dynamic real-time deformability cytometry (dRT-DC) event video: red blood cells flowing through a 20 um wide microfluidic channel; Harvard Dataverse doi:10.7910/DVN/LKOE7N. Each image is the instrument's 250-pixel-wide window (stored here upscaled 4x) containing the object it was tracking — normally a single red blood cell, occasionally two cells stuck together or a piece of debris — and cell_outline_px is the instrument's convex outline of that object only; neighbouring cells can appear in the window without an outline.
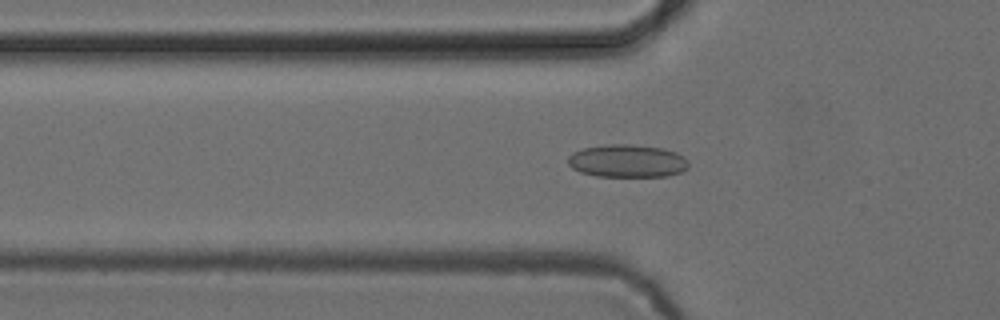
{"species": "common noctule bat (a hibernating species)", "species_latin": "Nyctalus noctula", "temperature_condition": "cold", "stored_images_in_passage": 44, "camera_frame_rate_fps": 3000, "um_per_image_px": 0.085, "animal": {"sex": "female", "body_mass_g": 24.6, "forearm_length_mm": 56.2}, "frame": {"image": 1, "passage_image": 9, "time_ms": 2.667, "image_size_px": [1000, 320], "cell_outline_px": [[688, 168], [680, 172], [668, 176], [596, 176], [580, 172], [572, 168], [568, 164], [568, 156], [572, 152], [584, 148], [608, 144], [632, 144], [664, 148], [676, 152], [684, 156], [688, 160]], "centroid_in_image_um": [53.33, 13.67], "position_along_channel_um": 72.5, "area_um2": 23.24}}
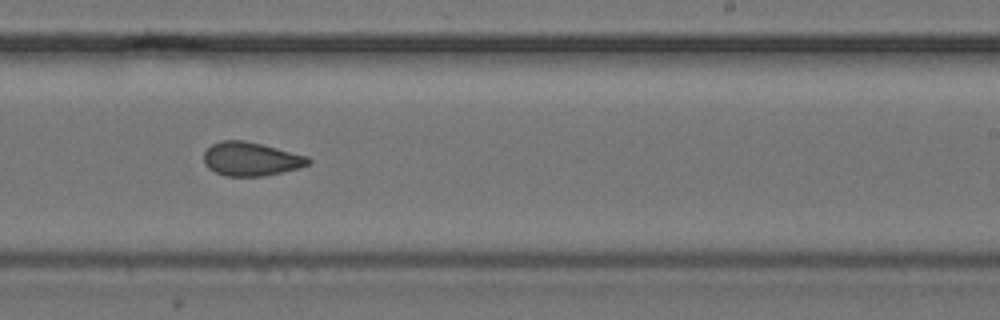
{"frame": {"image": 2, "passage_image": 24, "time_ms": 7.667, "image_size_px": [1000, 320], "cell_outline_px": [[312, 160], [308, 164], [300, 168], [264, 176], [224, 176], [208, 168], [204, 164], [204, 152], [212, 144], [220, 140], [244, 140], [308, 156]], "centroid_in_image_um": [21.32, 13.52], "position_along_channel_um": 267.7, "area_um2": 20.52}}
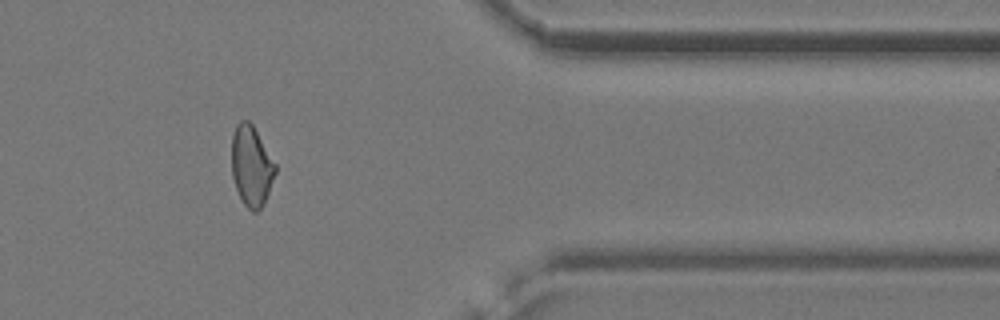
{"frame": {"image": 3, "passage_image": 35, "time_ms": 11.333, "image_size_px": [1000, 320], "cell_outline_px": [[276, 172], [264, 204], [256, 212], [252, 212], [244, 204], [236, 188], [232, 176], [232, 136], [236, 124], [240, 120], [248, 120], [252, 124], [276, 164]], "centroid_in_image_um": [21.37, 14.1], "position_along_channel_um": 390.0, "area_um2": 20.35}, "authors_computed_cell_mechanics": {"area_um2": 20.8369, "velocity_mm_per_s": 3.8878, "shape_relaxation_time_tau1_ms": null, "shape_relaxation_time_tau2_ms": 2.1361, "deformation_change_tau1": null, "deformation_change_tau2": 0.0615}}